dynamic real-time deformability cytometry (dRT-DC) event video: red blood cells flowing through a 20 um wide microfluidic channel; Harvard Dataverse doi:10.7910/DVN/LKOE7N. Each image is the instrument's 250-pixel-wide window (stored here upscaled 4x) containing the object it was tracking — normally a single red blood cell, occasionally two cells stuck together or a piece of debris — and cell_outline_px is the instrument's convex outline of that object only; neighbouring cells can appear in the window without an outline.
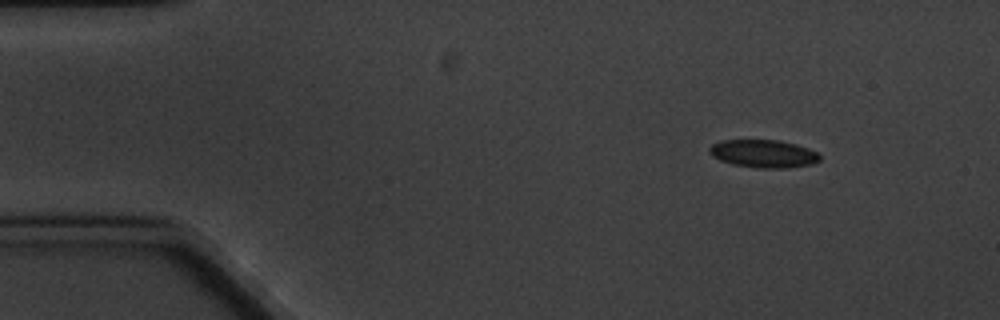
{"species": "common noctule bat (a hibernating species)", "species_latin": "Nyctalus noctula", "temperature_condition": "cold", "stored_images_in_passage": 5, "camera_frame_rate_fps": 3000, "um_per_image_px": 0.085, "animal": {"sex": "male", "body_mass_g": 20.1, "forearm_length_mm": 53.5}, "frame": {"image": 1, "passage_image": 1, "time_ms": 0.0, "image_size_px": [1000, 320], "cell_outline_px": [[820, 160], [812, 164], [788, 168], [760, 168], [732, 164], [720, 160], [712, 156], [708, 152], [708, 148], [712, 144], [720, 140], [780, 140], [796, 144], [808, 148], [816, 152], [820, 156]], "centroid_in_image_um": [64.87, 13.06], "position_along_channel_um": 20.1, "area_um2": 18.03}}
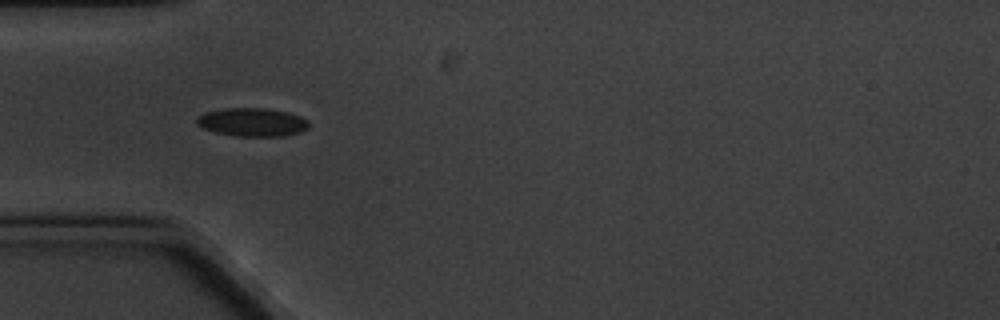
{"frame": {"image": 2, "passage_image": 4, "time_ms": 3.667, "image_size_px": [1000, 320], "cell_outline_px": [[308, 128], [300, 132], [280, 136], [236, 136], [216, 132], [204, 128], [196, 124], [196, 120], [204, 112], [224, 108], [264, 108], [288, 112], [300, 116], [308, 120]], "centroid_in_image_um": [21.44, 10.38], "position_along_channel_um": 63.6, "area_um2": 18.44}}